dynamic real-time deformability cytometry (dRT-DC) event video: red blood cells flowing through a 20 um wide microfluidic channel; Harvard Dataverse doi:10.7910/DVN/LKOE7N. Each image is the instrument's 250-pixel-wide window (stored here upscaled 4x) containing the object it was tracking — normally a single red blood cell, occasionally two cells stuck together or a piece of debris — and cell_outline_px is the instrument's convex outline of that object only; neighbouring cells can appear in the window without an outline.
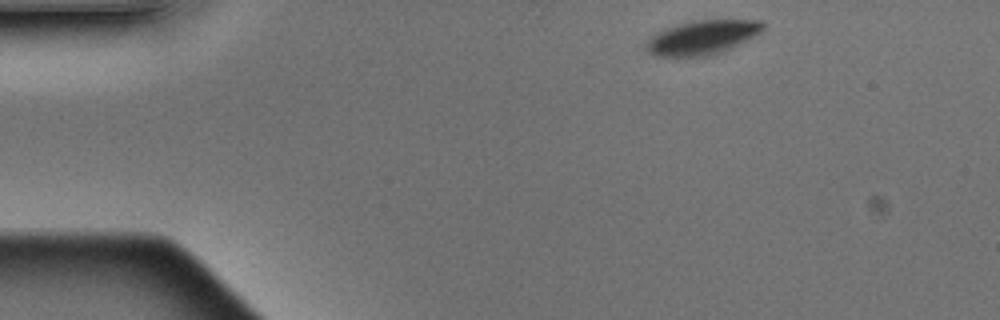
{"species": "Egyptian fruit bat (a non-hibernating species)", "species_latin": "Rousettus aegyptiacus", "temperature_condition": "warm", "stored_images_in_passage": 4, "camera_frame_rate_fps": 3000, "um_per_image_px": 0.085, "animal": {"sex": "male"}, "frame": {"image": 1, "passage_image": 2, "time_ms": 0.333, "image_size_px": [1000, 320], "cell_outline_px": [[764, 28], [760, 32], [720, 52], [708, 56], [656, 56], [648, 52], [644, 44], [652, 36], [668, 28], [680, 24], [700, 20], [760, 20], [764, 24]], "centroid_in_image_um": [59.67, 3.18], "position_along_channel_um": 25.3, "area_um2": 22.48}}